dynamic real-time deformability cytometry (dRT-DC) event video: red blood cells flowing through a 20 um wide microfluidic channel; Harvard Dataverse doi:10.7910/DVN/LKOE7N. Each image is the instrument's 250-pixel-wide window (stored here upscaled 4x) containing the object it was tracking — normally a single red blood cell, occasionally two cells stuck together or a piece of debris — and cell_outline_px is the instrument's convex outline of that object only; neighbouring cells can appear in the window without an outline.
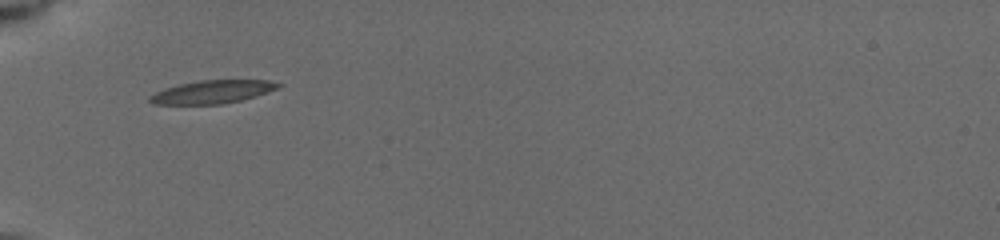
{"species": "common noctule bat (a hibernating species)", "species_latin": "Nyctalus noctula", "temperature_condition": "cold", "stored_images_in_passage": 2, "camera_frame_rate_fps": 3000, "um_per_image_px": 0.085, "animal": {"sex": "female", "body_mass_g": 19.5, "forearm_length_mm": 54.1}, "frame": {"image": 1, "passage_image": 1, "time_ms": 0.0, "image_size_px": [1000, 240], "cell_outline_px": [[284, 84], [268, 92], [240, 100], [220, 104], [152, 104], [148, 100], [148, 96], [164, 88], [180, 84], [200, 80], [268, 80]], "centroid_in_image_um": [18.02, 7.8], "position_along_channel_um": 67.0, "area_um2": 17.17}}
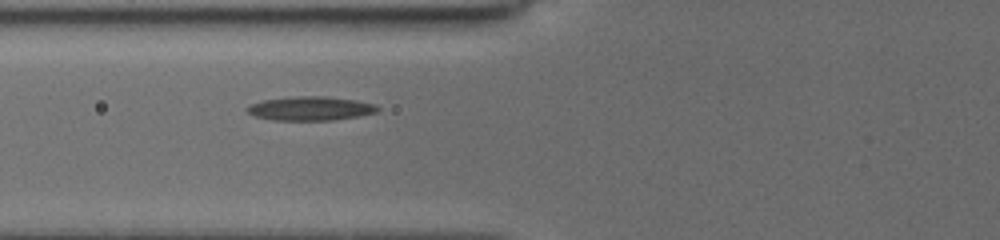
{"frame": {"image": 2, "passage_image": 2, "time_ms": 1.0, "image_size_px": [1000, 240], "cell_outline_px": [[380, 108], [376, 112], [360, 116], [332, 120], [272, 120], [256, 116], [248, 112], [244, 108], [252, 104], [264, 100], [296, 96], [328, 96], [356, 100], [376, 104]], "centroid_in_image_um": [26.42, 9.22], "position_along_channel_um": 99.4, "area_um2": 18.21}}